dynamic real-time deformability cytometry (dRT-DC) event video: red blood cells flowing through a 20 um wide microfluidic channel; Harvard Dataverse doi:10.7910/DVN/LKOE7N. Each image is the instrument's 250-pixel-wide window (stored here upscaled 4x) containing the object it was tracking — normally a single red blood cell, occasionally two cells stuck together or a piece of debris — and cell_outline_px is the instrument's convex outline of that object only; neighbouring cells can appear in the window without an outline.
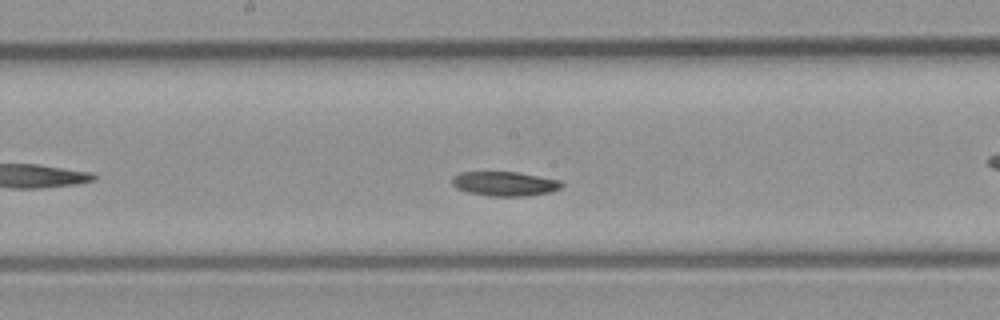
{"species": "common noctule bat (a hibernating species)", "species_latin": "Nyctalus noctula", "temperature_condition": "room temperature", "stored_images_in_passage": 34, "camera_frame_rate_fps": 3000, "um_per_image_px": 0.085, "animal": {"sex": "male", "body_mass_g": 23.1, "forearm_length_mm": 52.7}, "frame": {"image": 1, "passage_image": 15, "time_ms": 4.667, "image_size_px": [1000, 320], "cell_outline_px": [[564, 184], [560, 188], [552, 192], [528, 196], [488, 196], [468, 192], [456, 188], [452, 184], [452, 176], [460, 172], [516, 172], [560, 180]], "centroid_in_image_um": [42.9, 15.62], "position_along_channel_um": 205.3, "area_um2": 15.66}}
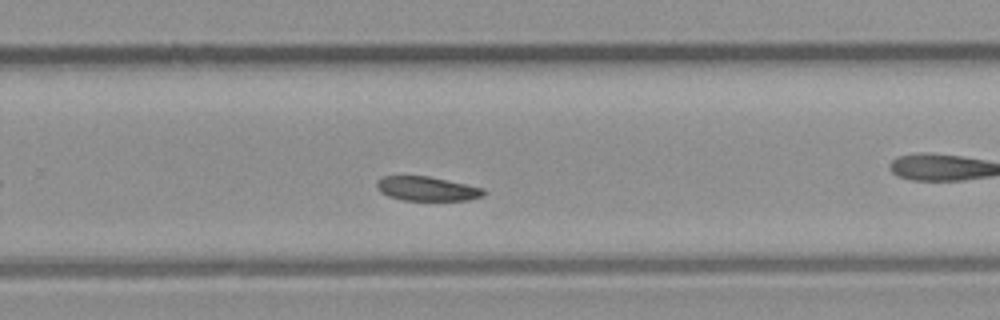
{"frame": {"image": 2, "passage_image": 20, "time_ms": 6.333, "image_size_px": [1000, 320], "cell_outline_px": [[484, 196], [468, 200], [404, 200], [388, 196], [380, 192], [376, 188], [376, 180], [384, 176], [428, 176], [468, 184], [484, 188]], "centroid_in_image_um": [36.28, 16.04], "position_along_channel_um": 293.5, "area_um2": 15.2}}